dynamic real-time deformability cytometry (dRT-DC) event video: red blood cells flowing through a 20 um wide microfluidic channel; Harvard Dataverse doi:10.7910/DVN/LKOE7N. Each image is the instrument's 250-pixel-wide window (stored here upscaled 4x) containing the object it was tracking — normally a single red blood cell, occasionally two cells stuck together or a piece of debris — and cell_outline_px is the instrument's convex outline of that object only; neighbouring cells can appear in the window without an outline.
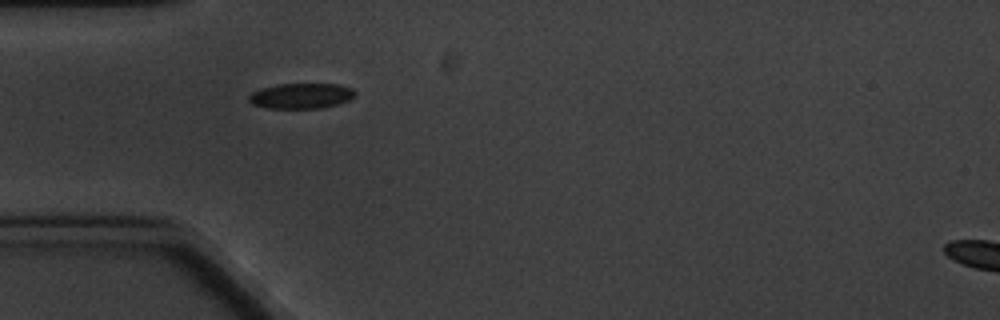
{"species": "common noctule bat (a hibernating species)", "species_latin": "Nyctalus noctula", "temperature_condition": "cold", "stored_images_in_passage": 2, "segment_of_instrument_passage": [1, 2], "camera_frame_rate_fps": 3000, "um_per_image_px": 0.085, "animal": {"sex": "male", "body_mass_g": 20.1, "forearm_length_mm": 53.5}, "frame": {"image": 1, "passage_image": 1, "time_ms": 0.0, "image_size_px": [1000, 320], "cell_outline_px": [[356, 96], [348, 100], [324, 108], [268, 108], [252, 104], [248, 100], [248, 96], [252, 92], [260, 88], [276, 84], [340, 84], [352, 88], [356, 92]], "centroid_in_image_um": [25.6, 8.14], "position_along_channel_um": 59.4, "area_um2": 15.84}}